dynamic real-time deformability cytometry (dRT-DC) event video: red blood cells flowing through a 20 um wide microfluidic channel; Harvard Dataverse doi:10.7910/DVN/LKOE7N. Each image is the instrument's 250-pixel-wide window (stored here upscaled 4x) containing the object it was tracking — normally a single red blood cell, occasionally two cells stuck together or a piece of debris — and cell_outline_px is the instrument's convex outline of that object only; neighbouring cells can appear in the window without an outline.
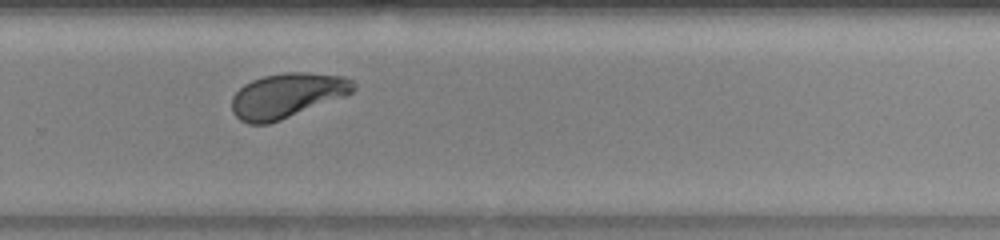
{"species": "human", "species_latin": "Homo sapiens", "temperature_condition": "warm", "stored_images_in_passage": 34, "camera_frame_rate_fps": 3000, "um_per_image_px": 0.085, "donor": {"sex": "female"}, "frame": {"image": 1, "passage_image": 25, "time_ms": 8.0, "image_size_px": [1000, 240], "cell_outline_px": [[356, 88], [348, 96], [280, 120], [268, 124], [248, 124], [240, 120], [232, 112], [232, 96], [244, 84], [252, 80], [264, 76], [284, 72], [308, 72], [340, 76], [352, 80], [356, 84]], "centroid_in_image_um": [24.42, 8.12], "position_along_channel_um": 305.4, "area_um2": 31.91}, "authors_computed_cell_mechanics": {"area_um2": 32.3391, "velocity_mm_per_s": 4.1133, "shape_relaxation_time_tau1_ms": 2.9231, "shape_relaxation_time_tau2_ms": null, "deformation_change_tau1": 0.1715, "deformation_change_tau2": null}}